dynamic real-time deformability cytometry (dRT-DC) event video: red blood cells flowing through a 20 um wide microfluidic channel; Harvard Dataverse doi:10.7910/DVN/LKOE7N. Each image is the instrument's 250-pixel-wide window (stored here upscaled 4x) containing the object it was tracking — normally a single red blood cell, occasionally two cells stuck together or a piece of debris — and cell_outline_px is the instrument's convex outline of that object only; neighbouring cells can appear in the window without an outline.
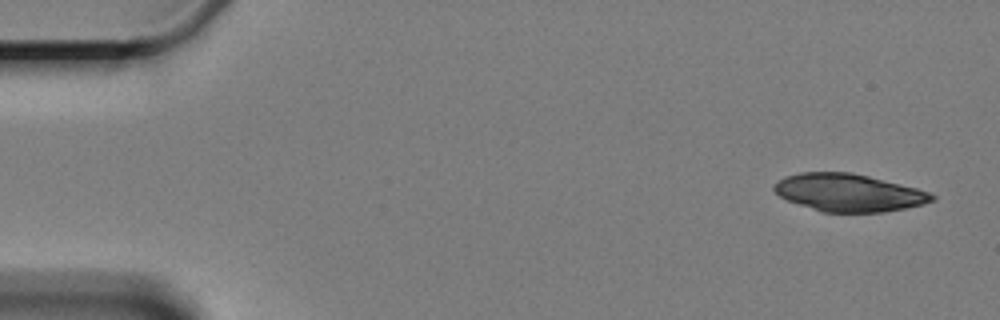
{"species": "Egyptian fruit bat (a non-hibernating species)", "species_latin": "Rousettus aegyptiacus", "temperature_condition": "cold", "stored_images_in_passage": 5, "camera_frame_rate_fps": 3000, "um_per_image_px": 0.085, "animal": {"sex": "female"}, "frame": {"image": 1, "passage_image": 1, "time_ms": 0.0, "image_size_px": [1000, 320], "cell_outline_px": [[936, 200], [904, 208], [884, 212], [820, 212], [788, 200], [780, 196], [772, 188], [784, 176], [800, 172], [852, 172], [916, 188], [928, 192], [936, 196]], "centroid_in_image_um": [72.12, 16.37], "position_along_channel_um": 12.9, "area_um2": 34.28}}